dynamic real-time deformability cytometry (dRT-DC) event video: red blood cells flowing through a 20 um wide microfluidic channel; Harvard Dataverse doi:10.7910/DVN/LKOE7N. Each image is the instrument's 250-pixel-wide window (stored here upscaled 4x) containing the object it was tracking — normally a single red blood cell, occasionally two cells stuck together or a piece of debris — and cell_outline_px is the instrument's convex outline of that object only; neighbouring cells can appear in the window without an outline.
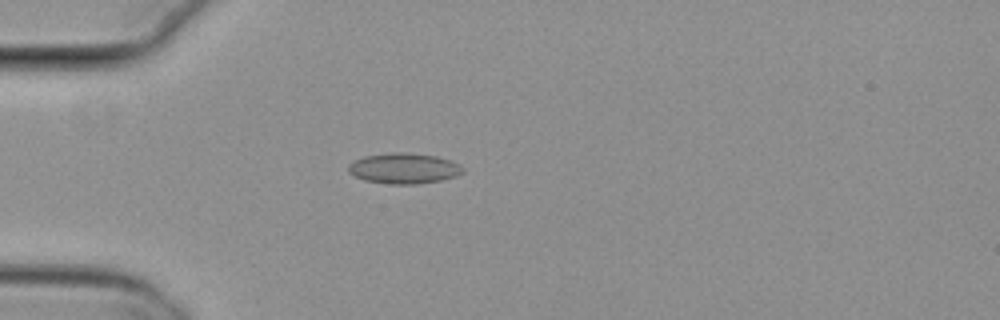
{"species": "common noctule bat (a hibernating species)", "species_latin": "Nyctalus noctula", "temperature_condition": "cold", "stored_images_in_passage": 6, "camera_frame_rate_fps": 3000, "um_per_image_px": 0.085, "animal": {"sex": "female", "body_mass_g": 29.2, "forearm_length_mm": 56.3}, "frame": {"image": 1, "passage_image": 5, "time_ms": 1.333, "image_size_px": [1000, 320], "cell_outline_px": [[464, 172], [456, 176], [440, 180], [416, 184], [392, 184], [364, 180], [348, 172], [348, 164], [364, 156], [392, 152], [404, 152], [436, 156], [452, 160], [460, 164], [464, 168]], "centroid_in_image_um": [34.36, 14.3], "position_along_channel_um": 50.6, "area_um2": 20.4}}